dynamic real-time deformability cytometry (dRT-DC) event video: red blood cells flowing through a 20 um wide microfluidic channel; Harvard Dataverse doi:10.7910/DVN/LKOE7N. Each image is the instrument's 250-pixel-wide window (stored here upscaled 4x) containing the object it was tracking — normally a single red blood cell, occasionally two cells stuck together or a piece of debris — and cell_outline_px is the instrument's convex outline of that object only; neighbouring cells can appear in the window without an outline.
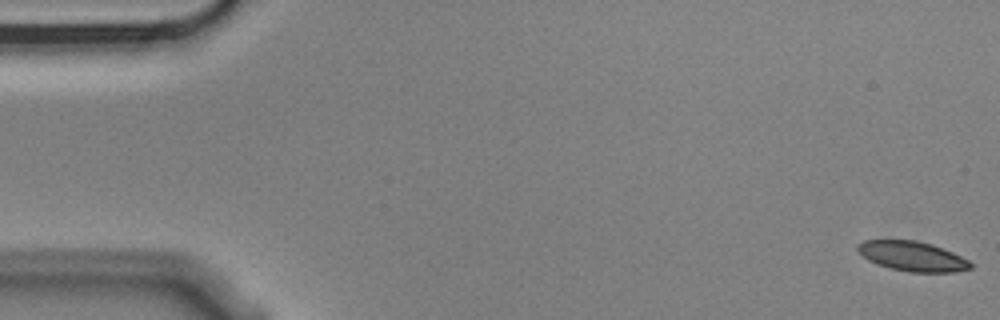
{"species": "Egyptian fruit bat (a non-hibernating species)", "species_latin": "Rousettus aegyptiacus", "temperature_condition": "cold", "stored_images_in_passage": 5, "camera_frame_rate_fps": 3000, "um_per_image_px": 0.085, "animal": {"sex": "male"}, "frame": {"image": 1, "passage_image": 1, "time_ms": 0.0, "image_size_px": [1000, 320], "cell_outline_px": [[972, 268], [956, 272], [908, 272], [876, 264], [868, 260], [856, 248], [856, 244], [864, 240], [916, 240], [932, 244], [952, 252], [968, 260], [972, 264]], "centroid_in_image_um": [77.55, 21.78], "position_along_channel_um": 7.5, "area_um2": 19.54}}
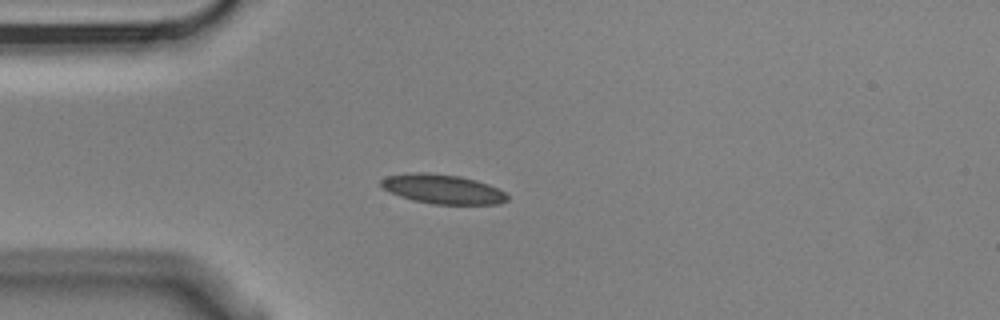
{"frame": {"image": 2, "passage_image": 5, "time_ms": 1.333, "image_size_px": [1000, 320], "cell_outline_px": [[508, 200], [500, 204], [432, 204], [412, 200], [400, 196], [384, 188], [380, 184], [380, 180], [388, 176], [416, 172], [428, 172], [460, 176], [476, 180], [488, 184], [504, 192], [508, 196]], "centroid_in_image_um": [37.64, 16.07], "position_along_channel_um": 47.4, "area_um2": 21.5}}